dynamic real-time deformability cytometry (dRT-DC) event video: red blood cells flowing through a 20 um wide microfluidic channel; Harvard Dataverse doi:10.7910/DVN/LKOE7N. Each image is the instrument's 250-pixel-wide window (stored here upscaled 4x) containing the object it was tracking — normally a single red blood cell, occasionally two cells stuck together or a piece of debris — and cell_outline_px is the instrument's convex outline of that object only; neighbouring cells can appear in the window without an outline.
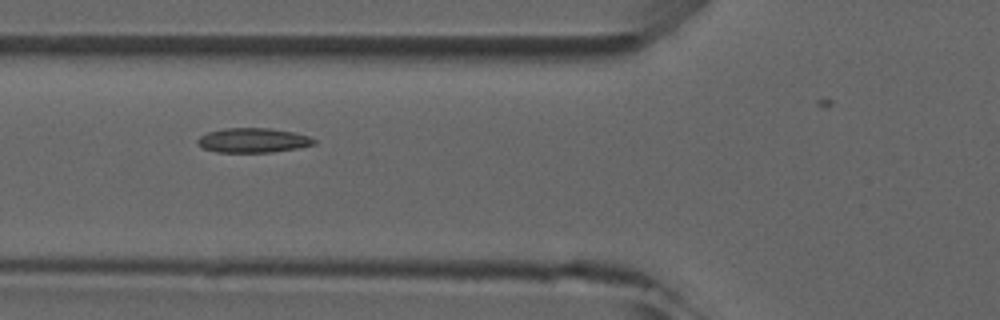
{"species": "common noctule bat (a hibernating species)", "species_latin": "Nyctalus noctula", "temperature_condition": "room temperature", "stored_images_in_passage": 4, "camera_frame_rate_fps": 3000, "um_per_image_px": 0.085, "animal": {"sex": "male", "forearm_length_mm": 52.5}, "frame": {"image": 1, "passage_image": 3, "time_ms": 2.333, "image_size_px": [1000, 320], "cell_outline_px": [[316, 144], [296, 148], [272, 152], [216, 152], [204, 148], [196, 140], [200, 136], [208, 132], [224, 128], [272, 128], [292, 132], [308, 136], [316, 140]], "centroid_in_image_um": [21.51, 11.92], "position_along_channel_um": 104.3, "area_um2": 16.53}}